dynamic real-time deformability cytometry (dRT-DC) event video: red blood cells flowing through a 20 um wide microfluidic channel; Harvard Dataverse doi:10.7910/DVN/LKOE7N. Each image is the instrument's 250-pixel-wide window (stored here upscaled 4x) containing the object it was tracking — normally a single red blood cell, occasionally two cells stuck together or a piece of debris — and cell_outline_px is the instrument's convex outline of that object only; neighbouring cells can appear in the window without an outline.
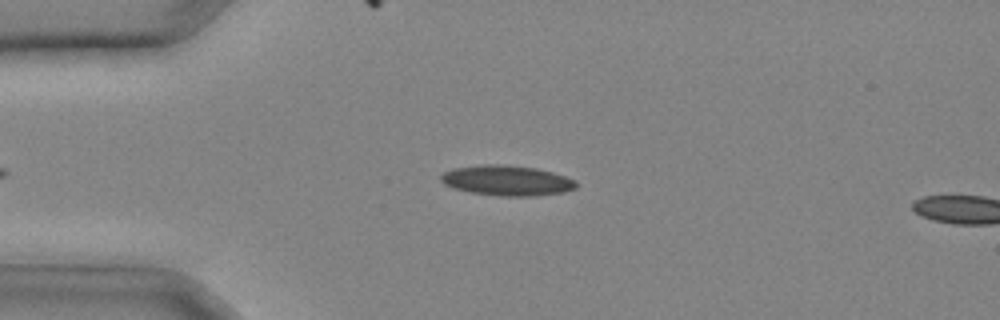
{"species": "common noctule bat (a hibernating species)", "species_latin": "Nyctalus noctula", "temperature_condition": "cold", "stored_images_in_passage": 3, "camera_frame_rate_fps": 3000, "um_per_image_px": 0.085, "animal": {"sex": "male", "body_mass_g": 20.4}, "frame": {"image": 1, "passage_image": 1, "time_ms": 0.0, "image_size_px": [1000, 320], "cell_outline_px": [[576, 188], [564, 192], [532, 196], [500, 196], [472, 192], [452, 188], [444, 184], [440, 180], [440, 176], [444, 172], [452, 168], [480, 164], [504, 164], [536, 168], [552, 172], [576, 180]], "centroid_in_image_um": [43.06, 15.33], "position_along_channel_um": 41.9, "area_um2": 23.93}}